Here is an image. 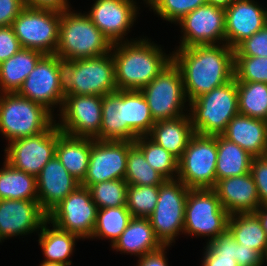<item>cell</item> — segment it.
Here are the masks:
<instances>
[{
    "instance_id": "obj_1",
    "label": "cell",
    "mask_w": 267,
    "mask_h": 266,
    "mask_svg": "<svg viewBox=\"0 0 267 266\" xmlns=\"http://www.w3.org/2000/svg\"><path fill=\"white\" fill-rule=\"evenodd\" d=\"M170 55L182 74L187 102L234 79V49L226 43L178 48Z\"/></svg>"
},
{
    "instance_id": "obj_2",
    "label": "cell",
    "mask_w": 267,
    "mask_h": 266,
    "mask_svg": "<svg viewBox=\"0 0 267 266\" xmlns=\"http://www.w3.org/2000/svg\"><path fill=\"white\" fill-rule=\"evenodd\" d=\"M148 40L126 38L113 44L111 53L118 90H141L172 62V55H166L160 46Z\"/></svg>"
},
{
    "instance_id": "obj_3",
    "label": "cell",
    "mask_w": 267,
    "mask_h": 266,
    "mask_svg": "<svg viewBox=\"0 0 267 266\" xmlns=\"http://www.w3.org/2000/svg\"><path fill=\"white\" fill-rule=\"evenodd\" d=\"M113 44L95 26L87 14L61 12L58 47L55 52L62 61L97 57L110 53Z\"/></svg>"
},
{
    "instance_id": "obj_4",
    "label": "cell",
    "mask_w": 267,
    "mask_h": 266,
    "mask_svg": "<svg viewBox=\"0 0 267 266\" xmlns=\"http://www.w3.org/2000/svg\"><path fill=\"white\" fill-rule=\"evenodd\" d=\"M188 105L194 133L221 135L229 121L239 113L236 80L198 96Z\"/></svg>"
},
{
    "instance_id": "obj_5",
    "label": "cell",
    "mask_w": 267,
    "mask_h": 266,
    "mask_svg": "<svg viewBox=\"0 0 267 266\" xmlns=\"http://www.w3.org/2000/svg\"><path fill=\"white\" fill-rule=\"evenodd\" d=\"M62 77L65 94L104 96L118 90L111 52L97 57L63 61Z\"/></svg>"
},
{
    "instance_id": "obj_6",
    "label": "cell",
    "mask_w": 267,
    "mask_h": 266,
    "mask_svg": "<svg viewBox=\"0 0 267 266\" xmlns=\"http://www.w3.org/2000/svg\"><path fill=\"white\" fill-rule=\"evenodd\" d=\"M43 105L17 93L0 94V132L8 142L46 131L56 120Z\"/></svg>"
},
{
    "instance_id": "obj_7",
    "label": "cell",
    "mask_w": 267,
    "mask_h": 266,
    "mask_svg": "<svg viewBox=\"0 0 267 266\" xmlns=\"http://www.w3.org/2000/svg\"><path fill=\"white\" fill-rule=\"evenodd\" d=\"M217 135L194 133L178 159L177 179L189 189H213L216 185Z\"/></svg>"
},
{
    "instance_id": "obj_8",
    "label": "cell",
    "mask_w": 267,
    "mask_h": 266,
    "mask_svg": "<svg viewBox=\"0 0 267 266\" xmlns=\"http://www.w3.org/2000/svg\"><path fill=\"white\" fill-rule=\"evenodd\" d=\"M60 19V11L25 6L11 27L22 48L53 55L58 47Z\"/></svg>"
},
{
    "instance_id": "obj_9",
    "label": "cell",
    "mask_w": 267,
    "mask_h": 266,
    "mask_svg": "<svg viewBox=\"0 0 267 266\" xmlns=\"http://www.w3.org/2000/svg\"><path fill=\"white\" fill-rule=\"evenodd\" d=\"M229 216L213 189H190L183 232L189 236H208L207 242H211L228 229Z\"/></svg>"
},
{
    "instance_id": "obj_10",
    "label": "cell",
    "mask_w": 267,
    "mask_h": 266,
    "mask_svg": "<svg viewBox=\"0 0 267 266\" xmlns=\"http://www.w3.org/2000/svg\"><path fill=\"white\" fill-rule=\"evenodd\" d=\"M189 188L180 180H165L159 186L156 207L148 217L156 237L163 245H172L184 230L185 205Z\"/></svg>"
},
{
    "instance_id": "obj_11",
    "label": "cell",
    "mask_w": 267,
    "mask_h": 266,
    "mask_svg": "<svg viewBox=\"0 0 267 266\" xmlns=\"http://www.w3.org/2000/svg\"><path fill=\"white\" fill-rule=\"evenodd\" d=\"M140 91L145 96L155 121L175 119L185 115L183 110L187 99L182 74L173 61Z\"/></svg>"
},
{
    "instance_id": "obj_12",
    "label": "cell",
    "mask_w": 267,
    "mask_h": 266,
    "mask_svg": "<svg viewBox=\"0 0 267 266\" xmlns=\"http://www.w3.org/2000/svg\"><path fill=\"white\" fill-rule=\"evenodd\" d=\"M63 61L55 54L44 55L28 75L17 94L43 105L51 113L55 105L62 107L65 92L62 77ZM53 107V108H52Z\"/></svg>"
},
{
    "instance_id": "obj_13",
    "label": "cell",
    "mask_w": 267,
    "mask_h": 266,
    "mask_svg": "<svg viewBox=\"0 0 267 266\" xmlns=\"http://www.w3.org/2000/svg\"><path fill=\"white\" fill-rule=\"evenodd\" d=\"M97 211L90 190L80 185L47 214V220L84 240L93 234Z\"/></svg>"
},
{
    "instance_id": "obj_14",
    "label": "cell",
    "mask_w": 267,
    "mask_h": 266,
    "mask_svg": "<svg viewBox=\"0 0 267 266\" xmlns=\"http://www.w3.org/2000/svg\"><path fill=\"white\" fill-rule=\"evenodd\" d=\"M57 127L73 137L95 139L102 122V96L65 94Z\"/></svg>"
},
{
    "instance_id": "obj_15",
    "label": "cell",
    "mask_w": 267,
    "mask_h": 266,
    "mask_svg": "<svg viewBox=\"0 0 267 266\" xmlns=\"http://www.w3.org/2000/svg\"><path fill=\"white\" fill-rule=\"evenodd\" d=\"M57 125L54 122L46 131L9 142L5 148V161L15 169L37 176L55 156Z\"/></svg>"
},
{
    "instance_id": "obj_16",
    "label": "cell",
    "mask_w": 267,
    "mask_h": 266,
    "mask_svg": "<svg viewBox=\"0 0 267 266\" xmlns=\"http://www.w3.org/2000/svg\"><path fill=\"white\" fill-rule=\"evenodd\" d=\"M134 141L96 140L91 138L87 174L80 185L89 188L99 182L124 179L128 149Z\"/></svg>"
},
{
    "instance_id": "obj_17",
    "label": "cell",
    "mask_w": 267,
    "mask_h": 266,
    "mask_svg": "<svg viewBox=\"0 0 267 266\" xmlns=\"http://www.w3.org/2000/svg\"><path fill=\"white\" fill-rule=\"evenodd\" d=\"M178 23L183 32L178 48L225 43V9L222 7L209 4L199 6Z\"/></svg>"
},
{
    "instance_id": "obj_18",
    "label": "cell",
    "mask_w": 267,
    "mask_h": 266,
    "mask_svg": "<svg viewBox=\"0 0 267 266\" xmlns=\"http://www.w3.org/2000/svg\"><path fill=\"white\" fill-rule=\"evenodd\" d=\"M135 4L133 0H96L87 15L112 44L124 42L139 11Z\"/></svg>"
},
{
    "instance_id": "obj_19",
    "label": "cell",
    "mask_w": 267,
    "mask_h": 266,
    "mask_svg": "<svg viewBox=\"0 0 267 266\" xmlns=\"http://www.w3.org/2000/svg\"><path fill=\"white\" fill-rule=\"evenodd\" d=\"M46 220L38 200H0V243L39 231Z\"/></svg>"
},
{
    "instance_id": "obj_20",
    "label": "cell",
    "mask_w": 267,
    "mask_h": 266,
    "mask_svg": "<svg viewBox=\"0 0 267 266\" xmlns=\"http://www.w3.org/2000/svg\"><path fill=\"white\" fill-rule=\"evenodd\" d=\"M260 6L254 0H234L225 8V43L232 49L267 25V10Z\"/></svg>"
},
{
    "instance_id": "obj_21",
    "label": "cell",
    "mask_w": 267,
    "mask_h": 266,
    "mask_svg": "<svg viewBox=\"0 0 267 266\" xmlns=\"http://www.w3.org/2000/svg\"><path fill=\"white\" fill-rule=\"evenodd\" d=\"M36 182L38 202L46 214L80 186V182L66 170L56 155L36 176Z\"/></svg>"
},
{
    "instance_id": "obj_22",
    "label": "cell",
    "mask_w": 267,
    "mask_h": 266,
    "mask_svg": "<svg viewBox=\"0 0 267 266\" xmlns=\"http://www.w3.org/2000/svg\"><path fill=\"white\" fill-rule=\"evenodd\" d=\"M213 190L229 215L254 213L260 206L251 173L218 180Z\"/></svg>"
},
{
    "instance_id": "obj_23",
    "label": "cell",
    "mask_w": 267,
    "mask_h": 266,
    "mask_svg": "<svg viewBox=\"0 0 267 266\" xmlns=\"http://www.w3.org/2000/svg\"><path fill=\"white\" fill-rule=\"evenodd\" d=\"M236 143L253 158L265 156L267 150V126L263 119L238 113L221 134Z\"/></svg>"
},
{
    "instance_id": "obj_24",
    "label": "cell",
    "mask_w": 267,
    "mask_h": 266,
    "mask_svg": "<svg viewBox=\"0 0 267 266\" xmlns=\"http://www.w3.org/2000/svg\"><path fill=\"white\" fill-rule=\"evenodd\" d=\"M138 136L127 126L126 90L102 96V122L96 140L135 141Z\"/></svg>"
},
{
    "instance_id": "obj_25",
    "label": "cell",
    "mask_w": 267,
    "mask_h": 266,
    "mask_svg": "<svg viewBox=\"0 0 267 266\" xmlns=\"http://www.w3.org/2000/svg\"><path fill=\"white\" fill-rule=\"evenodd\" d=\"M193 134L192 121L186 113L175 119L156 121L147 136L179 159Z\"/></svg>"
},
{
    "instance_id": "obj_26",
    "label": "cell",
    "mask_w": 267,
    "mask_h": 266,
    "mask_svg": "<svg viewBox=\"0 0 267 266\" xmlns=\"http://www.w3.org/2000/svg\"><path fill=\"white\" fill-rule=\"evenodd\" d=\"M117 252L129 253L141 258L160 249L163 244L156 237L149 218L133 217L124 232L113 245Z\"/></svg>"
},
{
    "instance_id": "obj_27",
    "label": "cell",
    "mask_w": 267,
    "mask_h": 266,
    "mask_svg": "<svg viewBox=\"0 0 267 266\" xmlns=\"http://www.w3.org/2000/svg\"><path fill=\"white\" fill-rule=\"evenodd\" d=\"M91 152V138L73 137L57 127L55 155L66 170L80 183L84 180Z\"/></svg>"
},
{
    "instance_id": "obj_28",
    "label": "cell",
    "mask_w": 267,
    "mask_h": 266,
    "mask_svg": "<svg viewBox=\"0 0 267 266\" xmlns=\"http://www.w3.org/2000/svg\"><path fill=\"white\" fill-rule=\"evenodd\" d=\"M43 53L21 48L12 57L0 64V93H17L33 71Z\"/></svg>"
},
{
    "instance_id": "obj_29",
    "label": "cell",
    "mask_w": 267,
    "mask_h": 266,
    "mask_svg": "<svg viewBox=\"0 0 267 266\" xmlns=\"http://www.w3.org/2000/svg\"><path fill=\"white\" fill-rule=\"evenodd\" d=\"M252 156L222 135H217L216 182L250 172Z\"/></svg>"
},
{
    "instance_id": "obj_30",
    "label": "cell",
    "mask_w": 267,
    "mask_h": 266,
    "mask_svg": "<svg viewBox=\"0 0 267 266\" xmlns=\"http://www.w3.org/2000/svg\"><path fill=\"white\" fill-rule=\"evenodd\" d=\"M50 224L46 220L40 230L39 245L43 249L45 262H59L66 265H72L69 257L73 254L75 242L80 237L76 234L69 233L52 225V229L47 227Z\"/></svg>"
},
{
    "instance_id": "obj_31",
    "label": "cell",
    "mask_w": 267,
    "mask_h": 266,
    "mask_svg": "<svg viewBox=\"0 0 267 266\" xmlns=\"http://www.w3.org/2000/svg\"><path fill=\"white\" fill-rule=\"evenodd\" d=\"M228 230L238 244L252 247L267 258V236L254 213L230 215Z\"/></svg>"
},
{
    "instance_id": "obj_32",
    "label": "cell",
    "mask_w": 267,
    "mask_h": 266,
    "mask_svg": "<svg viewBox=\"0 0 267 266\" xmlns=\"http://www.w3.org/2000/svg\"><path fill=\"white\" fill-rule=\"evenodd\" d=\"M0 169V200H38L36 176L3 162Z\"/></svg>"
},
{
    "instance_id": "obj_33",
    "label": "cell",
    "mask_w": 267,
    "mask_h": 266,
    "mask_svg": "<svg viewBox=\"0 0 267 266\" xmlns=\"http://www.w3.org/2000/svg\"><path fill=\"white\" fill-rule=\"evenodd\" d=\"M132 218L127 206L98 209L91 238H106L113 245Z\"/></svg>"
},
{
    "instance_id": "obj_34",
    "label": "cell",
    "mask_w": 267,
    "mask_h": 266,
    "mask_svg": "<svg viewBox=\"0 0 267 266\" xmlns=\"http://www.w3.org/2000/svg\"><path fill=\"white\" fill-rule=\"evenodd\" d=\"M126 121L138 137L147 136L156 122L140 90H126Z\"/></svg>"
},
{
    "instance_id": "obj_35",
    "label": "cell",
    "mask_w": 267,
    "mask_h": 266,
    "mask_svg": "<svg viewBox=\"0 0 267 266\" xmlns=\"http://www.w3.org/2000/svg\"><path fill=\"white\" fill-rule=\"evenodd\" d=\"M236 83L239 113L264 120L267 116V83Z\"/></svg>"
},
{
    "instance_id": "obj_36",
    "label": "cell",
    "mask_w": 267,
    "mask_h": 266,
    "mask_svg": "<svg viewBox=\"0 0 267 266\" xmlns=\"http://www.w3.org/2000/svg\"><path fill=\"white\" fill-rule=\"evenodd\" d=\"M134 144L143 152L147 163L166 180L177 179L178 159L174 155L156 144L148 136H139Z\"/></svg>"
},
{
    "instance_id": "obj_37",
    "label": "cell",
    "mask_w": 267,
    "mask_h": 266,
    "mask_svg": "<svg viewBox=\"0 0 267 266\" xmlns=\"http://www.w3.org/2000/svg\"><path fill=\"white\" fill-rule=\"evenodd\" d=\"M124 180L128 185H161L166 179L146 161L143 152L133 144L128 149Z\"/></svg>"
},
{
    "instance_id": "obj_38",
    "label": "cell",
    "mask_w": 267,
    "mask_h": 266,
    "mask_svg": "<svg viewBox=\"0 0 267 266\" xmlns=\"http://www.w3.org/2000/svg\"><path fill=\"white\" fill-rule=\"evenodd\" d=\"M206 244L202 266H238L237 242L228 229Z\"/></svg>"
},
{
    "instance_id": "obj_39",
    "label": "cell",
    "mask_w": 267,
    "mask_h": 266,
    "mask_svg": "<svg viewBox=\"0 0 267 266\" xmlns=\"http://www.w3.org/2000/svg\"><path fill=\"white\" fill-rule=\"evenodd\" d=\"M128 184L124 179L109 180L91 185L92 200L98 209L126 206Z\"/></svg>"
},
{
    "instance_id": "obj_40",
    "label": "cell",
    "mask_w": 267,
    "mask_h": 266,
    "mask_svg": "<svg viewBox=\"0 0 267 266\" xmlns=\"http://www.w3.org/2000/svg\"><path fill=\"white\" fill-rule=\"evenodd\" d=\"M159 186L128 185L126 206L132 217L148 218L152 214L158 201Z\"/></svg>"
},
{
    "instance_id": "obj_41",
    "label": "cell",
    "mask_w": 267,
    "mask_h": 266,
    "mask_svg": "<svg viewBox=\"0 0 267 266\" xmlns=\"http://www.w3.org/2000/svg\"><path fill=\"white\" fill-rule=\"evenodd\" d=\"M163 20L177 23L188 13L205 5L206 0H144Z\"/></svg>"
},
{
    "instance_id": "obj_42",
    "label": "cell",
    "mask_w": 267,
    "mask_h": 266,
    "mask_svg": "<svg viewBox=\"0 0 267 266\" xmlns=\"http://www.w3.org/2000/svg\"><path fill=\"white\" fill-rule=\"evenodd\" d=\"M234 79L267 83V57L234 56Z\"/></svg>"
},
{
    "instance_id": "obj_43",
    "label": "cell",
    "mask_w": 267,
    "mask_h": 266,
    "mask_svg": "<svg viewBox=\"0 0 267 266\" xmlns=\"http://www.w3.org/2000/svg\"><path fill=\"white\" fill-rule=\"evenodd\" d=\"M234 56L267 57V25L242 41L234 49Z\"/></svg>"
},
{
    "instance_id": "obj_44",
    "label": "cell",
    "mask_w": 267,
    "mask_h": 266,
    "mask_svg": "<svg viewBox=\"0 0 267 266\" xmlns=\"http://www.w3.org/2000/svg\"><path fill=\"white\" fill-rule=\"evenodd\" d=\"M250 173L255 181L260 205L267 204V157L252 158Z\"/></svg>"
},
{
    "instance_id": "obj_45",
    "label": "cell",
    "mask_w": 267,
    "mask_h": 266,
    "mask_svg": "<svg viewBox=\"0 0 267 266\" xmlns=\"http://www.w3.org/2000/svg\"><path fill=\"white\" fill-rule=\"evenodd\" d=\"M20 42L11 26L0 27V64L21 49Z\"/></svg>"
},
{
    "instance_id": "obj_46",
    "label": "cell",
    "mask_w": 267,
    "mask_h": 266,
    "mask_svg": "<svg viewBox=\"0 0 267 266\" xmlns=\"http://www.w3.org/2000/svg\"><path fill=\"white\" fill-rule=\"evenodd\" d=\"M25 6L24 0H0V27L11 26Z\"/></svg>"
},
{
    "instance_id": "obj_47",
    "label": "cell",
    "mask_w": 267,
    "mask_h": 266,
    "mask_svg": "<svg viewBox=\"0 0 267 266\" xmlns=\"http://www.w3.org/2000/svg\"><path fill=\"white\" fill-rule=\"evenodd\" d=\"M266 258L252 247L237 243L238 266H262Z\"/></svg>"
},
{
    "instance_id": "obj_48",
    "label": "cell",
    "mask_w": 267,
    "mask_h": 266,
    "mask_svg": "<svg viewBox=\"0 0 267 266\" xmlns=\"http://www.w3.org/2000/svg\"><path fill=\"white\" fill-rule=\"evenodd\" d=\"M166 247L169 245H163L160 249L143 255L139 258L137 266H168L165 256Z\"/></svg>"
},
{
    "instance_id": "obj_49",
    "label": "cell",
    "mask_w": 267,
    "mask_h": 266,
    "mask_svg": "<svg viewBox=\"0 0 267 266\" xmlns=\"http://www.w3.org/2000/svg\"><path fill=\"white\" fill-rule=\"evenodd\" d=\"M25 5L32 8L52 9L60 12L70 8L68 0H24Z\"/></svg>"
},
{
    "instance_id": "obj_50",
    "label": "cell",
    "mask_w": 267,
    "mask_h": 266,
    "mask_svg": "<svg viewBox=\"0 0 267 266\" xmlns=\"http://www.w3.org/2000/svg\"><path fill=\"white\" fill-rule=\"evenodd\" d=\"M254 214L258 217L267 236V204L260 205Z\"/></svg>"
},
{
    "instance_id": "obj_51",
    "label": "cell",
    "mask_w": 267,
    "mask_h": 266,
    "mask_svg": "<svg viewBox=\"0 0 267 266\" xmlns=\"http://www.w3.org/2000/svg\"><path fill=\"white\" fill-rule=\"evenodd\" d=\"M234 0H206V4L227 8Z\"/></svg>"
},
{
    "instance_id": "obj_52",
    "label": "cell",
    "mask_w": 267,
    "mask_h": 266,
    "mask_svg": "<svg viewBox=\"0 0 267 266\" xmlns=\"http://www.w3.org/2000/svg\"><path fill=\"white\" fill-rule=\"evenodd\" d=\"M39 266H71L59 262H45L43 261Z\"/></svg>"
},
{
    "instance_id": "obj_53",
    "label": "cell",
    "mask_w": 267,
    "mask_h": 266,
    "mask_svg": "<svg viewBox=\"0 0 267 266\" xmlns=\"http://www.w3.org/2000/svg\"><path fill=\"white\" fill-rule=\"evenodd\" d=\"M264 121H265V124H266V126H267V116H266V118L264 119Z\"/></svg>"
}]
</instances>
